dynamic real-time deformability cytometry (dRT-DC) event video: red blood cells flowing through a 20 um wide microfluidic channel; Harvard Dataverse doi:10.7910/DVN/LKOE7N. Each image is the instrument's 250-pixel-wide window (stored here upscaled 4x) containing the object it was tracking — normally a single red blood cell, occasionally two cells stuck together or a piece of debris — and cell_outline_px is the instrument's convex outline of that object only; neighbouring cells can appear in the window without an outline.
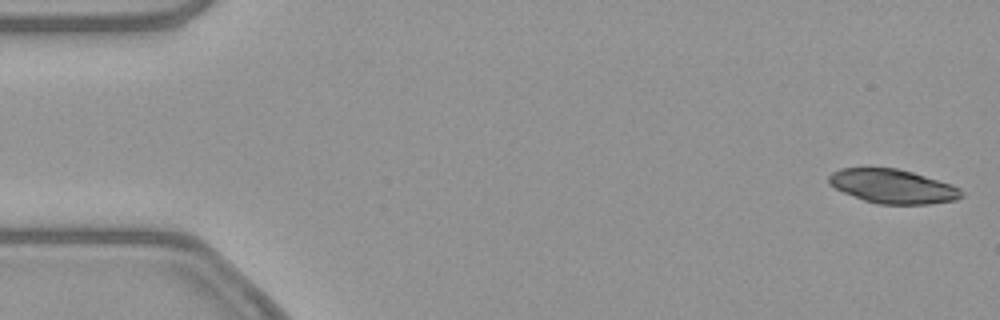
{"species": "common noctule bat (a hibernating species)", "species_latin": "Nyctalus noctula", "temperature_condition": "warm", "stored_images_in_passage": 39, "camera_frame_rate_fps": 3000, "um_per_image_px": 0.085, "animal": {"sex": "female", "body_mass_g": 21.9}, "frame": {"image": 1, "passage_image": 1, "time_ms": 0.0, "image_size_px": [1000, 320], "cell_outline_px": [[964, 196], [956, 200], [928, 204], [880, 204], [864, 200], [844, 192], [828, 184], [828, 176], [832, 172], [840, 168], [896, 168], [912, 172], [952, 184], [960, 188], [964, 192]], "centroid_in_image_um": [75.91, 15.84], "position_along_channel_um": 9.1, "area_um2": 26.3}}
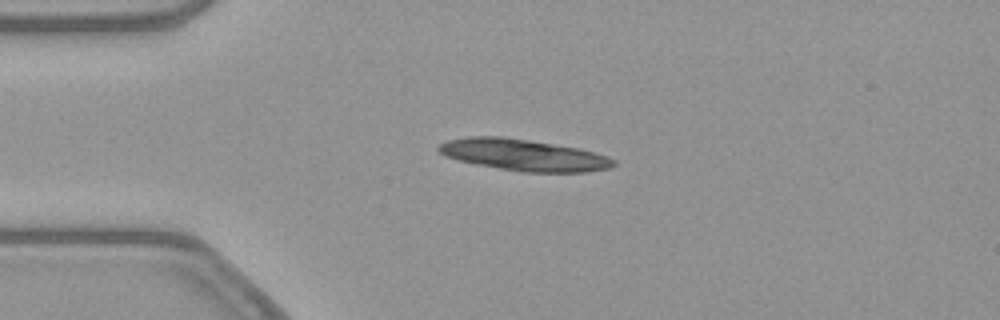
{"frame": {"image": 2, "passage_image": 12, "time_ms": 3.667, "image_size_px": [1000, 320], "cell_outline_px": [[616, 164], [612, 168], [588, 172], [524, 172], [476, 164], [456, 160], [444, 156], [436, 148], [440, 144], [448, 140], [468, 136], [504, 136], [580, 148], [608, 156], [616, 160]], "centroid_in_image_um": [44.53, 13.17], "position_along_channel_um": 40.5, "area_um2": 32.37}}
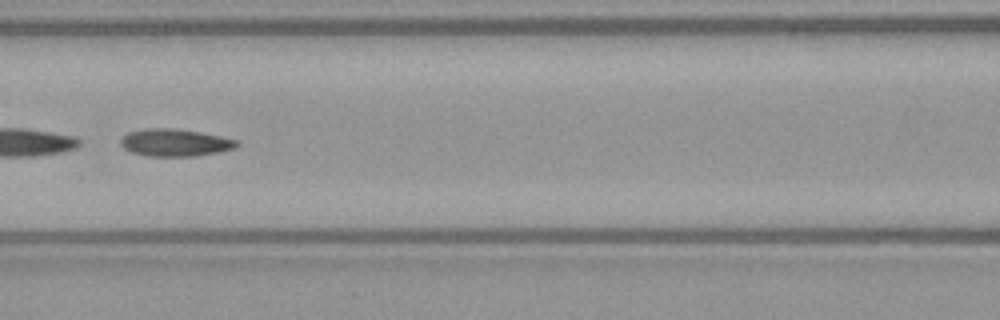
{"frame": {"image": 3, "passage_image": 23, "time_ms": 7.333, "image_size_px": [1000, 320], "cell_outline_px": [[240, 144], [236, 148], [196, 156], [148, 156], [132, 152], [124, 148], [120, 144], [120, 140], [128, 132], [148, 128], [176, 128], [200, 132], [220, 136], [236, 140]], "centroid_in_image_um": [14.87, 12.12], "position_along_channel_um": 151.7, "area_um2": 18.44}}